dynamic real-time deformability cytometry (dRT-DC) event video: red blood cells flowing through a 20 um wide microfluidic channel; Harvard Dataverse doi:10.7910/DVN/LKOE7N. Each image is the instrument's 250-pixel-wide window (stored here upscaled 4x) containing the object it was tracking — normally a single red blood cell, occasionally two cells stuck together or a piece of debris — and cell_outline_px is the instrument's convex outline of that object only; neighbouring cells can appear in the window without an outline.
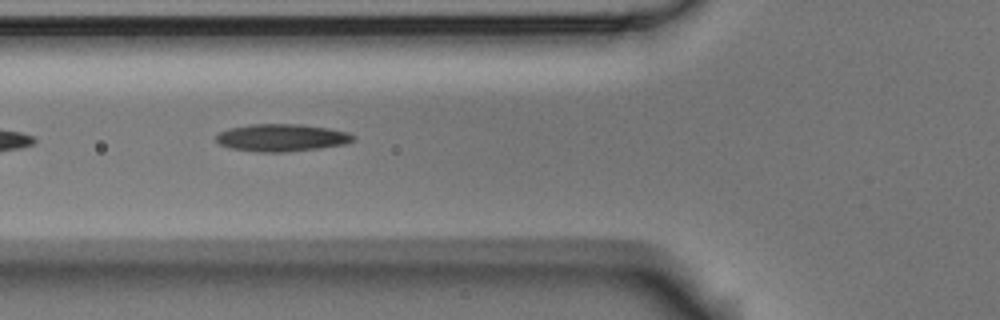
{"species": "Egyptian fruit bat (a non-hibernating species)", "species_latin": "Rousettus aegyptiacus", "temperature_condition": "room temperature", "stored_images_in_passage": 7, "camera_frame_rate_fps": 3000, "um_per_image_px": 0.085, "animal": {"sex": "male"}, "frame": {"image": 1, "passage_image": 3, "time_ms": 0.667, "image_size_px": [1000, 320], "cell_outline_px": [[356, 140], [348, 144], [320, 148], [284, 152], [256, 152], [232, 148], [220, 144], [216, 140], [216, 136], [220, 132], [228, 128], [248, 124], [300, 124], [328, 128], [348, 132], [356, 136]], "centroid_in_image_um": [23.99, 11.7], "position_along_channel_um": 101.8, "area_um2": 22.08}}
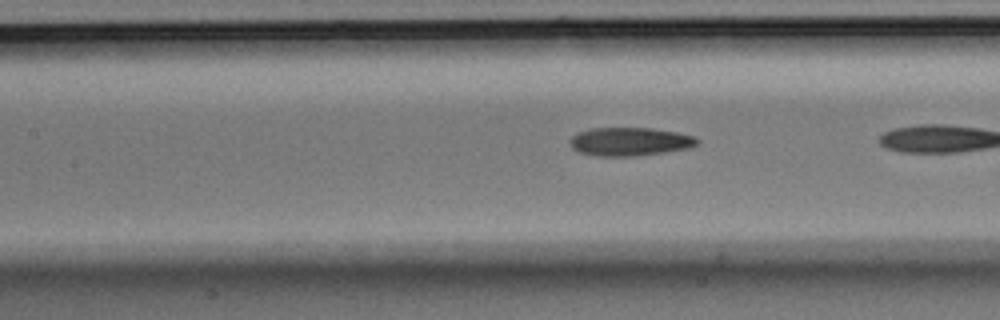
{"frame": {"image": 2, "passage_image": 5, "time_ms": 1.333, "image_size_px": [1000, 320], "cell_outline_px": [[700, 140], [692, 148], [636, 156], [596, 156], [580, 152], [572, 148], [568, 140], [572, 136], [580, 132], [592, 128], [652, 128], [676, 132], [692, 136]], "centroid_in_image_um": [53.53, 12.04], "position_along_channel_um": 153.9, "area_um2": 21.04}}